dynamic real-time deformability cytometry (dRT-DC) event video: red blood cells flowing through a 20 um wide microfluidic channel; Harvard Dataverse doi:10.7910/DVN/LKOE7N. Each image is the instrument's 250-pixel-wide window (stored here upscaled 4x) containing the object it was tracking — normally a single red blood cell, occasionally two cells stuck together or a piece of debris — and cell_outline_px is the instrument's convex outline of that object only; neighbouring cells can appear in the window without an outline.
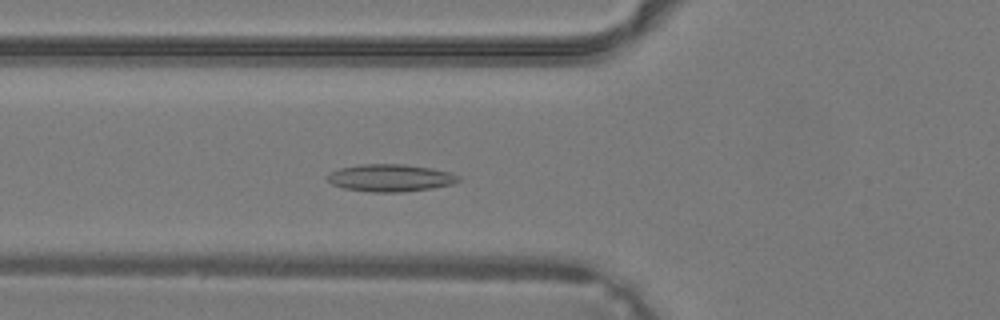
{"species": "common noctule bat (a hibernating species)", "species_latin": "Nyctalus noctula", "temperature_condition": "warm", "stored_images_in_passage": 26, "camera_frame_rate_fps": 3000, "um_per_image_px": 0.085, "animal": {"sex": "male", "body_mass_g": 19.2, "forearm_length_mm": 51.8}, "frame": {"image": 1, "passage_image": 8, "time_ms": 2.333, "image_size_px": [1000, 320], "cell_outline_px": [[460, 180], [452, 184], [432, 188], [400, 192], [372, 192], [344, 188], [332, 184], [328, 180], [328, 172], [340, 168], [360, 164], [404, 164], [432, 168], [452, 172], [460, 176]], "centroid_in_image_um": [33.2, 15.11], "position_along_channel_um": 92.6, "area_um2": 20.92}}
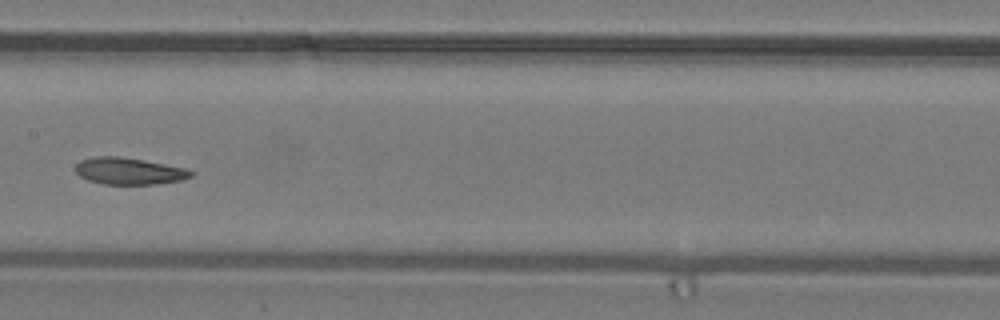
{"frame": {"image": 2, "passage_image": 14, "time_ms": 4.333, "image_size_px": [1000, 320], "cell_outline_px": [[192, 176], [180, 180], [156, 184], [104, 184], [88, 180], [80, 176], [76, 172], [76, 164], [80, 160], [96, 156], [120, 156], [144, 160], [188, 168], [192, 172]], "centroid_in_image_um": [10.96, 14.53], "position_along_channel_um": 196.4, "area_um2": 18.03}}
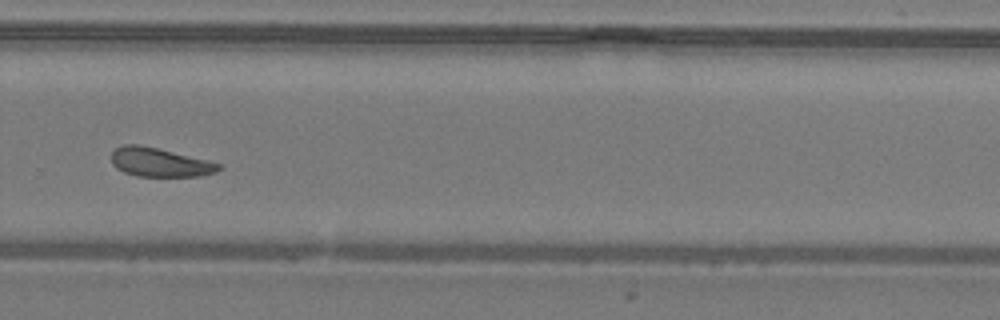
{"frame": {"image": 3, "passage_image": 21, "time_ms": 6.667, "image_size_px": [1000, 320], "cell_outline_px": [[220, 168], [216, 172], [200, 176], [136, 176], [124, 172], [116, 168], [112, 164], [112, 152], [116, 148], [124, 144], [140, 144], [208, 160], [220, 164]], "centroid_in_image_um": [13.55, 13.79], "position_along_channel_um": 316.2, "area_um2": 17.98}}